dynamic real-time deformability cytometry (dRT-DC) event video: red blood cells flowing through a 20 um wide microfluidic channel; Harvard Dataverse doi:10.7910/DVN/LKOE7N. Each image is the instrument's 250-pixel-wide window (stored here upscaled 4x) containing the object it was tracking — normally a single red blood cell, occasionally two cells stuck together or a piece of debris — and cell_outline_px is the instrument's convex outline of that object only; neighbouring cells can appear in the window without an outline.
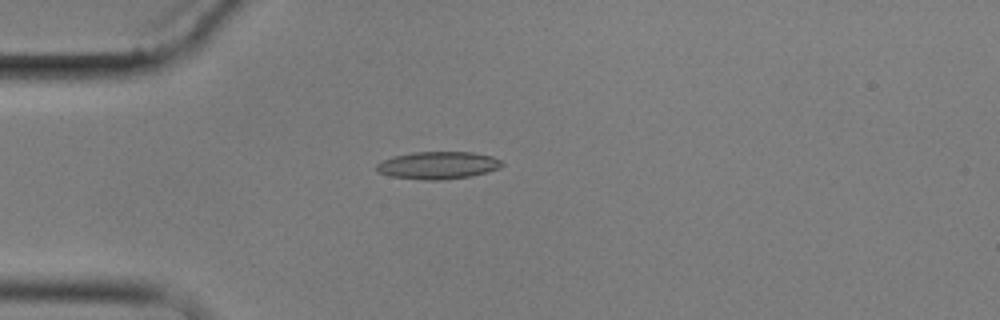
{"species": "common noctule bat (a hibernating species)", "species_latin": "Nyctalus noctula", "temperature_condition": "cold", "stored_images_in_passage": 3, "camera_frame_rate_fps": 3000, "um_per_image_px": 0.085, "animal": {"sex": "male", "body_mass_g": 17.9}, "frame": {"image": 1, "passage_image": 3, "time_ms": 2.333, "image_size_px": [1000, 320], "cell_outline_px": [[504, 164], [500, 168], [468, 176], [440, 180], [420, 180], [392, 176], [376, 172], [376, 164], [392, 156], [412, 152], [472, 152], [492, 156], [500, 160]], "centroid_in_image_um": [37.19, 14.04], "position_along_channel_um": 47.8, "area_um2": 20.0}}